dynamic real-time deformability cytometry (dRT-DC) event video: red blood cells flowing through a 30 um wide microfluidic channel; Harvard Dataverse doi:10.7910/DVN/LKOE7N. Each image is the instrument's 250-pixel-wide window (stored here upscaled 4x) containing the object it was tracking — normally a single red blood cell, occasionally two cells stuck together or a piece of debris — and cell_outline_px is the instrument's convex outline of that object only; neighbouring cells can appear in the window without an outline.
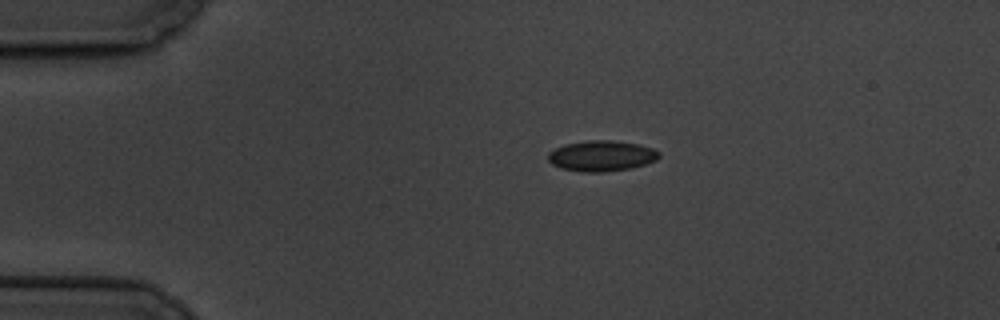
{"species": "common noctule bat (a hibernating species)", "species_latin": "Nyctalus noctula", "temperature_condition": "cold", "stored_images_in_passage": 9, "camera_frame_rate_fps": 3000, "um_per_image_px": 0.085, "animal": {"sex": "male", "body_mass_g": 19.5, "forearm_length_mm": 54.6}, "frame": {"image": 1, "passage_image": 3, "time_ms": 2.333, "image_size_px": [1000, 320], "cell_outline_px": [[660, 156], [656, 160], [632, 168], [600, 172], [580, 172], [560, 168], [552, 164], [548, 160], [548, 152], [564, 144], [588, 140], [612, 140], [636, 144], [652, 148], [660, 152]], "centroid_in_image_um": [51.1, 13.25], "position_along_channel_um": 33.9, "area_um2": 19.83}}
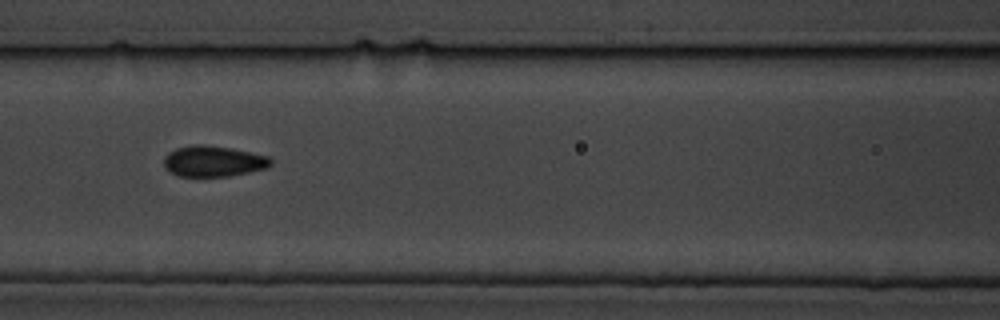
{"frame": {"image": 2, "passage_image": 7, "time_ms": 7.0, "image_size_px": [1000, 320], "cell_outline_px": [[272, 164], [268, 168], [228, 176], [176, 176], [164, 168], [164, 156], [168, 152], [176, 148], [192, 144], [204, 144], [232, 148], [268, 156], [272, 160]], "centroid_in_image_um": [18.11, 13.69], "position_along_channel_um": 148.5, "area_um2": 19.42}}
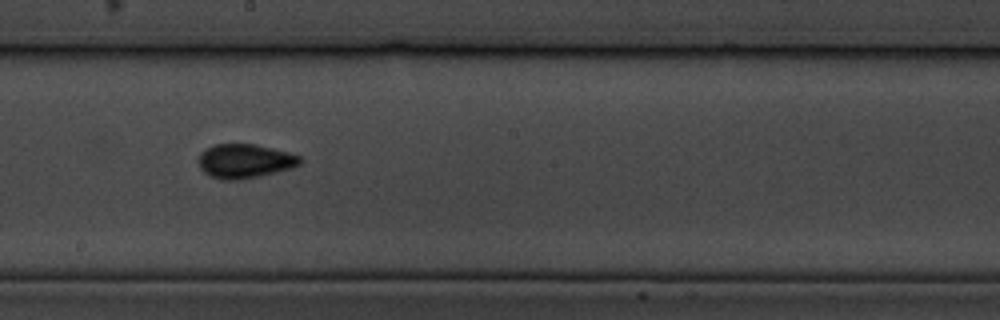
{"frame": {"image": 3, "passage_image": 9, "time_ms": 9.333, "image_size_px": [1000, 320], "cell_outline_px": [[304, 160], [300, 164], [292, 168], [276, 172], [240, 180], [220, 180], [204, 172], [200, 168], [200, 152], [204, 148], [216, 144], [256, 144], [288, 152], [300, 156]], "centroid_in_image_um": [20.82, 13.69], "position_along_channel_um": 227.4, "area_um2": 20.23}}